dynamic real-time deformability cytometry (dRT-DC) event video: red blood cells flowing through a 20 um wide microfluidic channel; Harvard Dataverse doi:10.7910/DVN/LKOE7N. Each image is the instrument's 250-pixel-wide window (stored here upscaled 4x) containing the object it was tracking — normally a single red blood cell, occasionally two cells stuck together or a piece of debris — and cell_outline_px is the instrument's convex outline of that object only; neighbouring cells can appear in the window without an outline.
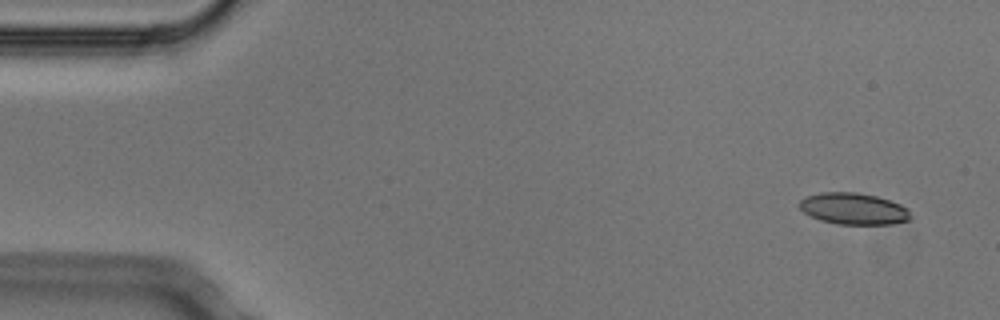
{"species": "Egyptian fruit bat (a non-hibernating species)", "species_latin": "Rousettus aegyptiacus", "temperature_condition": "cold", "stored_images_in_passage": 5, "camera_frame_rate_fps": 3000, "um_per_image_px": 0.085, "animal": {"sex": "male"}, "frame": {"image": 1, "passage_image": 1, "time_ms": 0.0, "image_size_px": [1000, 320], "cell_outline_px": [[912, 216], [908, 220], [892, 224], [836, 224], [820, 220], [804, 212], [796, 204], [804, 196], [820, 192], [856, 192], [876, 196], [900, 204], [908, 208]], "centroid_in_image_um": [72.52, 17.73], "position_along_channel_um": 12.5, "area_um2": 20.58}}
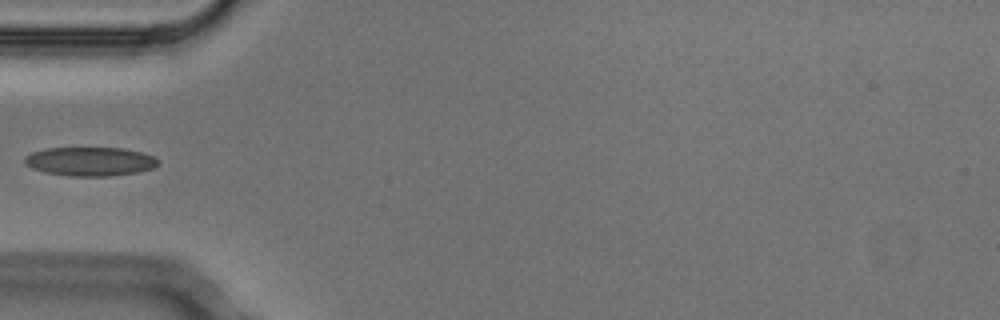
{"frame": {"image": 2, "passage_image": 4, "time_ms": 1.0, "image_size_px": [1000, 320], "cell_outline_px": [[160, 164], [152, 168], [136, 172], [112, 176], [68, 176], [44, 172], [32, 168], [24, 164], [24, 156], [32, 152], [44, 148], [124, 148], [156, 156], [160, 160]], "centroid_in_image_um": [7.66, 13.72], "position_along_channel_um": 77.3, "area_um2": 22.72}}
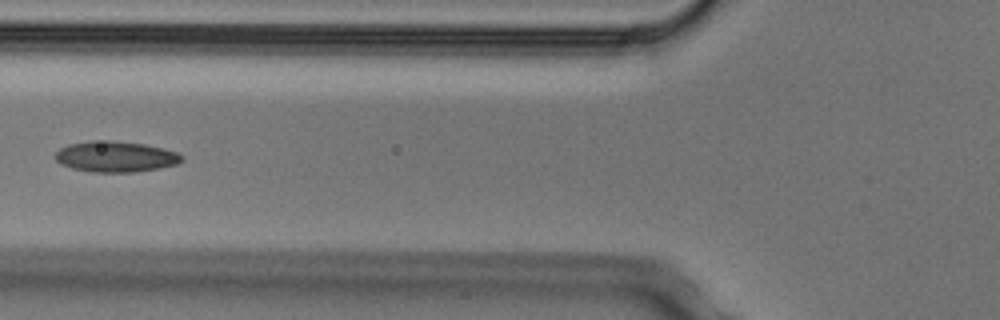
{"frame": {"image": 3, "passage_image": 5, "time_ms": 1.333, "image_size_px": [1000, 320], "cell_outline_px": [[184, 160], [176, 164], [160, 168], [132, 172], [92, 172], [72, 168], [60, 164], [56, 160], [56, 152], [60, 148], [68, 144], [88, 140], [108, 140], [144, 144], [164, 148], [176, 152], [184, 156]], "centroid_in_image_um": [9.82, 13.31], "position_along_channel_um": 116.0, "area_um2": 22.83}}